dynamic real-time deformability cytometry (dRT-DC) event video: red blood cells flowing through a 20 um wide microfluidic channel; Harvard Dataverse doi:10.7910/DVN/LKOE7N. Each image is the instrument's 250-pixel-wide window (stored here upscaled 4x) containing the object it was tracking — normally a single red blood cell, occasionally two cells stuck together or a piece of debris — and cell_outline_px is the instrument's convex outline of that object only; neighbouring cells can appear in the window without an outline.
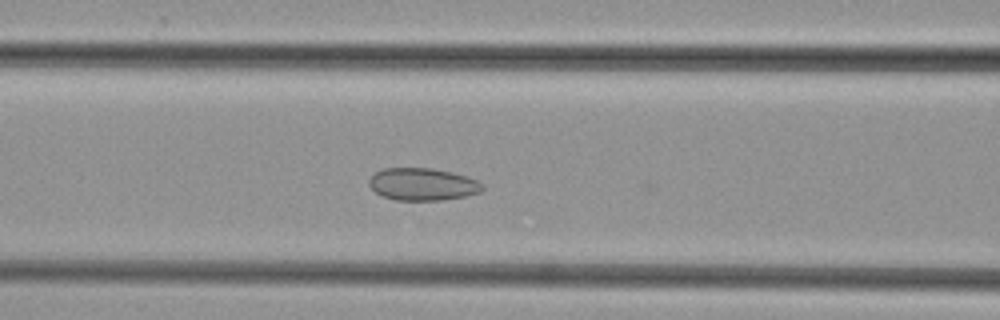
{"species": "common noctule bat (a hibernating species)", "species_latin": "Nyctalus noctula", "temperature_condition": "cold", "stored_images_in_passage": 33, "camera_frame_rate_fps": 3000, "um_per_image_px": 0.085, "animal": {"sex": "female", "body_mass_g": 29.2, "forearm_length_mm": 56.3}, "frame": {"image": 1, "passage_image": 5, "time_ms": 1.333, "image_size_px": [1000, 320], "cell_outline_px": [[484, 188], [480, 192], [464, 196], [440, 200], [396, 200], [384, 196], [376, 192], [368, 184], [368, 180], [376, 172], [384, 168], [432, 168], [452, 172], [468, 176], [484, 184]], "centroid_in_image_um": [35.94, 15.65], "position_along_channel_um": 130.7, "area_um2": 21.33}}
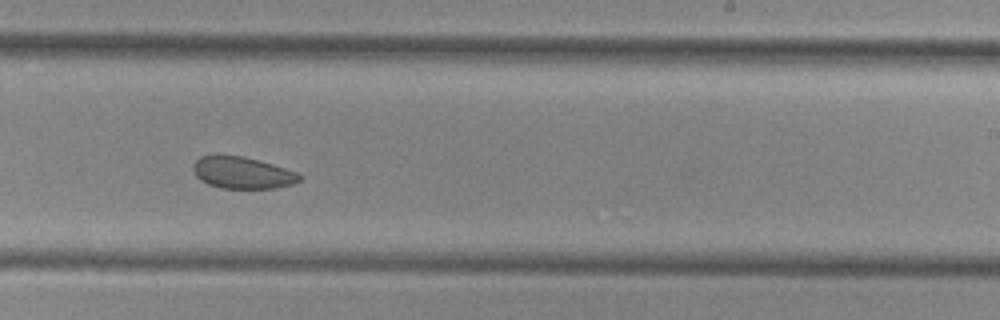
{"frame": {"image": 2, "passage_image": 15, "time_ms": 4.667, "image_size_px": [1000, 320], "cell_outline_px": [[304, 176], [300, 180], [292, 184], [276, 188], [220, 188], [208, 184], [200, 180], [196, 176], [192, 168], [196, 160], [200, 156], [216, 152], [244, 156], [272, 164], [296, 172]], "centroid_in_image_um": [20.55, 14.65], "position_along_channel_um": 268.5, "area_um2": 20.17}}
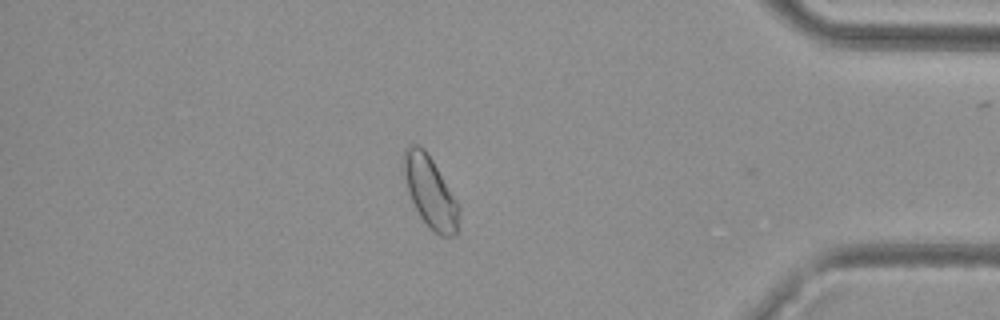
{"frame": {"image": 3, "passage_image": 27, "time_ms": 8.667, "image_size_px": [1000, 320], "cell_outline_px": [[460, 208], [456, 236], [440, 236], [432, 232], [420, 216], [408, 192], [400, 168], [404, 148], [408, 144], [416, 144], [424, 148], [432, 160], [456, 200]], "centroid_in_image_um": [36.51, 16.29], "position_along_channel_um": 398.7, "area_um2": 23.18}}